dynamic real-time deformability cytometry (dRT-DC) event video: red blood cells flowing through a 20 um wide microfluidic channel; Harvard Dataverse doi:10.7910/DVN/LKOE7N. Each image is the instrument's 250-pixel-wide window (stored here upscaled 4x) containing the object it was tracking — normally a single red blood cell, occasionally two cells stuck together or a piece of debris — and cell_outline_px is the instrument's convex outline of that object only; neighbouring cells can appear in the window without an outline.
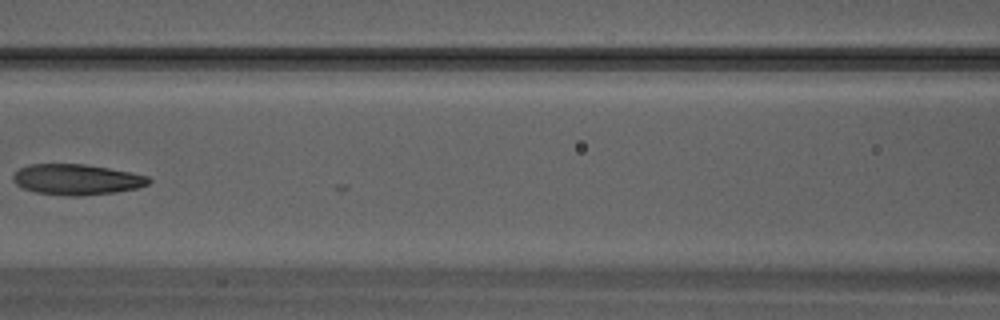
{"species": "Egyptian fruit bat (a non-hibernating species)", "species_latin": "Rousettus aegyptiacus", "temperature_condition": "warm", "stored_images_in_passage": 11, "camera_frame_rate_fps": 3000, "um_per_image_px": 0.085, "animal": {"sex": "male"}, "frame": {"image": 1, "passage_image": 10, "time_ms": 3.0, "image_size_px": [1000, 320], "cell_outline_px": [[152, 180], [148, 184], [136, 188], [116, 192], [80, 196], [68, 196], [36, 192], [24, 188], [16, 184], [12, 180], [12, 176], [20, 168], [28, 164], [84, 164], [132, 172], [148, 176]], "centroid_in_image_um": [6.52, 15.25], "position_along_channel_um": 160.1, "area_um2": 24.22}}